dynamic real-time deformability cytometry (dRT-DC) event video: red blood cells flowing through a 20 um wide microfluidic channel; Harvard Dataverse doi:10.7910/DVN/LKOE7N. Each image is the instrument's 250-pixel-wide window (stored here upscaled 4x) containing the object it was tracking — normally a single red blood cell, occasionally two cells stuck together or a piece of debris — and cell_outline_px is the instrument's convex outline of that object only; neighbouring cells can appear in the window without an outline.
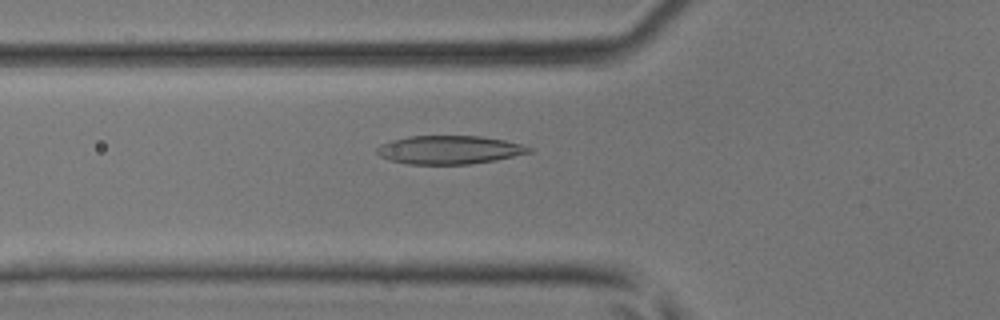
{"species": "common noctule bat (a hibernating species)", "species_latin": "Nyctalus noctula", "temperature_condition": "room temperature", "stored_images_in_passage": 35, "camera_frame_rate_fps": 3000, "um_per_image_px": 0.085, "animal": {"sex": "male", "body_mass_g": 17.9, "forearm_length_mm": 54.2}, "frame": {"image": 1, "passage_image": 12, "time_ms": 3.667, "image_size_px": [1000, 320], "cell_outline_px": [[532, 152], [496, 160], [468, 164], [408, 164], [388, 160], [380, 156], [376, 152], [376, 148], [380, 144], [392, 140], [408, 136], [480, 136], [504, 140], [520, 144], [532, 148]], "centroid_in_image_um": [38.16, 12.74], "position_along_channel_um": 87.6, "area_um2": 25.2}}
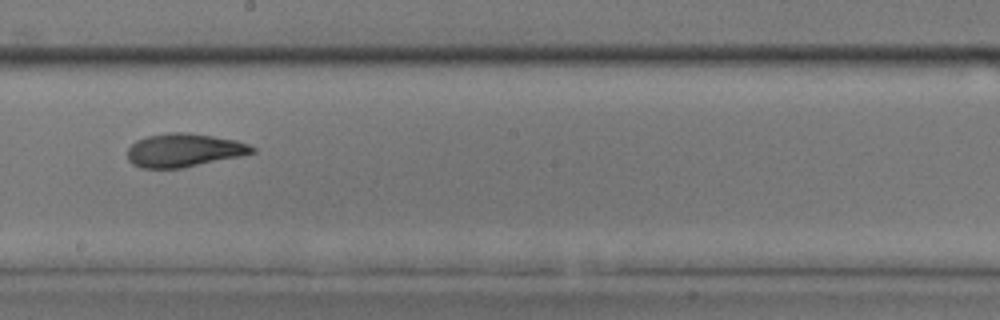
{"frame": {"image": 2, "passage_image": 22, "time_ms": 7.0, "image_size_px": [1000, 320], "cell_outline_px": [[256, 152], [240, 156], [184, 168], [140, 168], [132, 164], [128, 160], [128, 148], [136, 140], [148, 136], [168, 132], [184, 132], [212, 136], [236, 140], [248, 144], [256, 148]], "centroid_in_image_um": [15.63, 12.77], "position_along_channel_um": 232.6, "area_um2": 24.33}}
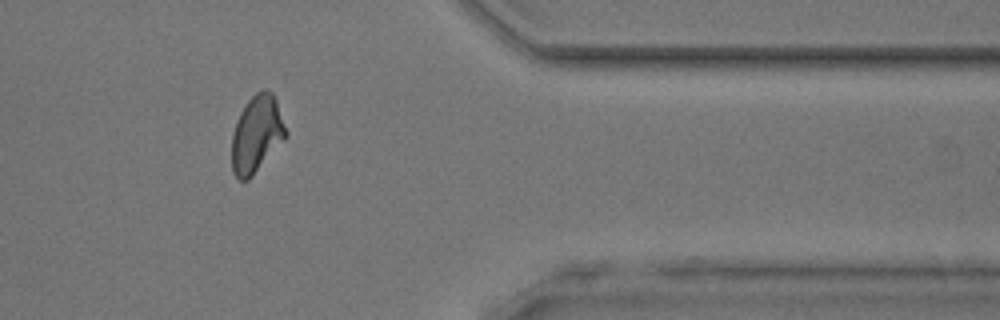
{"frame": {"image": 3, "passage_image": 34, "time_ms": 11.0, "image_size_px": [1000, 320], "cell_outline_px": [[288, 136], [252, 176], [248, 180], [240, 180], [232, 172], [232, 136], [240, 112], [248, 100], [256, 92], [264, 88], [272, 92], [276, 100], [288, 132]], "centroid_in_image_um": [21.83, 11.39], "position_along_channel_um": 389.6, "area_um2": 24.22}}